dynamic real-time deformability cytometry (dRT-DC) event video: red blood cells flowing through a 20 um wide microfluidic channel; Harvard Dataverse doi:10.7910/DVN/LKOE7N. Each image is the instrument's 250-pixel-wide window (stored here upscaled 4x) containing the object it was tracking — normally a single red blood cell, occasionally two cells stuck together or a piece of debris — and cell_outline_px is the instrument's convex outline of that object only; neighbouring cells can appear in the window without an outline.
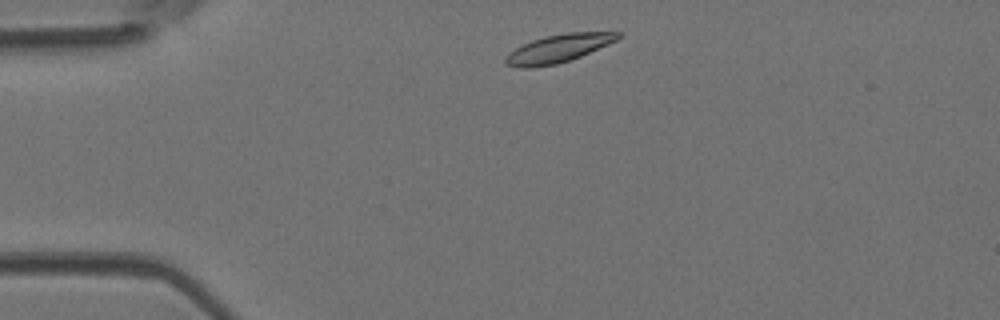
{"species": "Egyptian fruit bat (a non-hibernating species)", "species_latin": "Rousettus aegyptiacus", "temperature_condition": "room temperature", "stored_images_in_passage": 39, "camera_frame_rate_fps": 3000, "um_per_image_px": 0.085, "animal": {"sex": "female"}, "frame": {"image": 1, "passage_image": 2, "time_ms": 0.333, "image_size_px": [1000, 320], "cell_outline_px": [[620, 36], [616, 40], [588, 52], [568, 60], [552, 64], [508, 64], [508, 56], [516, 48], [524, 44], [548, 36], [576, 32], [620, 32]], "centroid_in_image_um": [47.62, 4.04], "position_along_channel_um": 37.4, "area_um2": 16.36}}
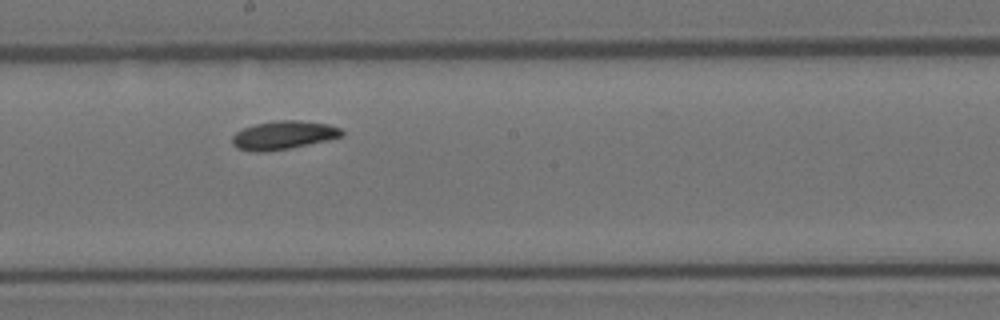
{"frame": {"image": 2, "passage_image": 18, "time_ms": 5.667, "image_size_px": [1000, 320], "cell_outline_px": [[340, 136], [284, 148], [240, 148], [232, 140], [240, 132], [248, 128], [260, 124], [324, 124], [336, 128], [340, 132]], "centroid_in_image_um": [24.1, 11.51], "position_along_channel_um": 224.1, "area_um2": 14.51}}
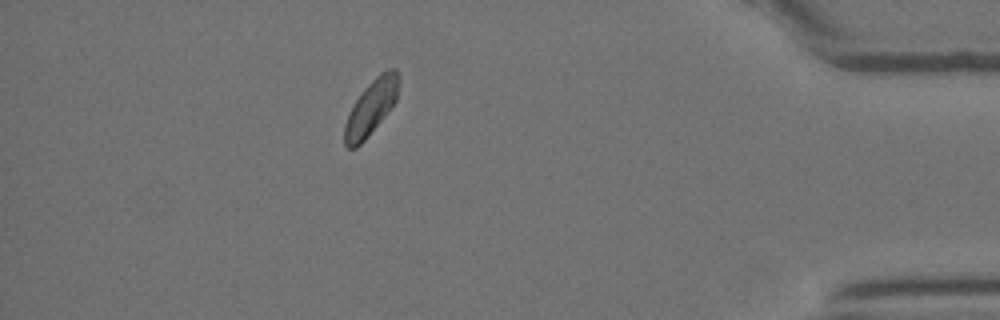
{"frame": {"image": 3, "passage_image": 34, "time_ms": 11.0, "image_size_px": [1000, 320], "cell_outline_px": [[396, 96], [392, 104], [360, 144], [352, 148], [348, 148], [344, 144], [344, 128], [348, 116], [356, 100], [384, 72], [396, 72]], "centroid_in_image_um": [31.44, 9.27], "position_along_channel_um": 403.8, "area_um2": 15.09}, "authors_computed_cell_mechanics": {"area_um2": 15.9528, "velocity_mm_per_s": 4.1927, "shape_relaxation_time_tau1_ms": 4.2418, "shape_relaxation_time_tau2_ms": null, "deformation_change_tau1": 0.0873, "deformation_change_tau2": null}}